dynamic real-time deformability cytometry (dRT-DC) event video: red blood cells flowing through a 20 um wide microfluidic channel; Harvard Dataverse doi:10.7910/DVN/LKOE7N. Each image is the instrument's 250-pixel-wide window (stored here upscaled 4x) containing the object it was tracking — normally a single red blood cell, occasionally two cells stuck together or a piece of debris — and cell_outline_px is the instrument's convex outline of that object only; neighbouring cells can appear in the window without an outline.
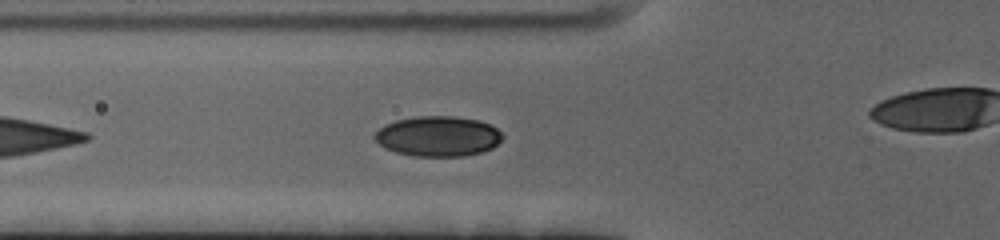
{"species": "human", "species_latin": "Homo sapiens", "temperature_condition": "cold", "stored_images_in_passage": 45, "camera_frame_rate_fps": 3000, "um_per_image_px": 0.085, "donor": {"sex": "female"}, "frame": {"image": 1, "passage_image": 6, "time_ms": 1.667, "image_size_px": [1000, 240], "cell_outline_px": [[504, 136], [492, 148], [480, 152], [464, 156], [412, 156], [396, 152], [384, 148], [372, 136], [384, 124], [396, 120], [416, 116], [452, 116], [480, 120], [496, 128]], "centroid_in_image_um": [37.2, 11.58], "position_along_channel_um": 88.6, "area_um2": 29.94}}
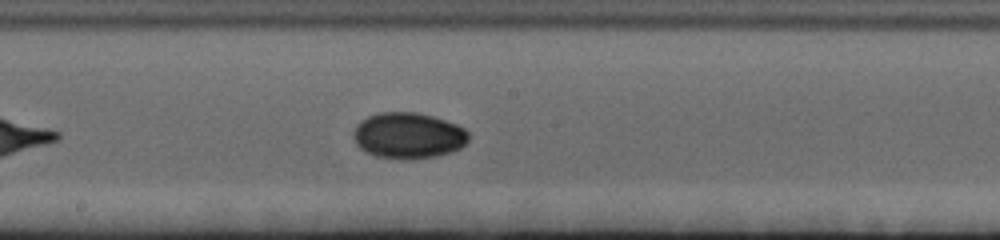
{"frame": {"image": 2, "passage_image": 17, "time_ms": 5.333, "image_size_px": [1000, 240], "cell_outline_px": [[468, 140], [460, 148], [436, 156], [408, 160], [400, 160], [376, 156], [360, 148], [356, 144], [356, 124], [360, 120], [368, 116], [380, 112], [416, 112], [432, 116], [456, 124], [464, 128], [468, 132]], "centroid_in_image_um": [34.71, 11.52], "position_along_channel_um": 213.5, "area_um2": 30.69}}
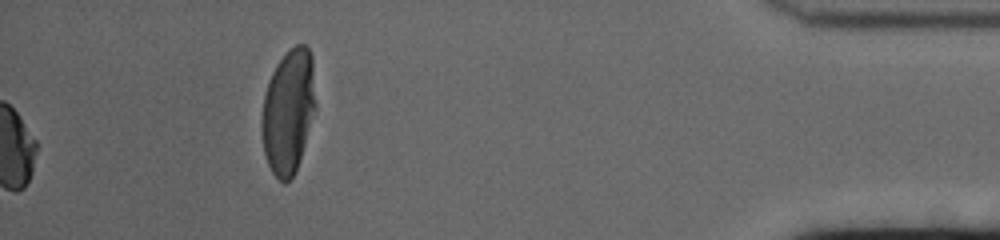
{"frame": {"image": 3, "passage_image": 45, "time_ms": 14.667, "image_size_px": [1000, 240], "cell_outline_px": [[316, 108], [296, 172], [284, 184], [272, 172], [268, 164], [264, 152], [260, 124], [264, 96], [268, 80], [276, 64], [296, 44], [304, 44], [308, 48], [312, 56], [316, 104]], "centroid_in_image_um": [24.51, 9.47], "position_along_channel_um": 410.7, "area_um2": 39.13}, "authors_computed_cell_mechanics": {"area_um2": 28.9578, "velocity_mm_per_s": 3.4034, "shape_relaxation_time_tau1_ms": 6.3231, "shape_relaxation_time_tau2_ms": 1.888, "deformation_change_tau1": 0.1228, "deformation_change_tau2": 0.0211}}